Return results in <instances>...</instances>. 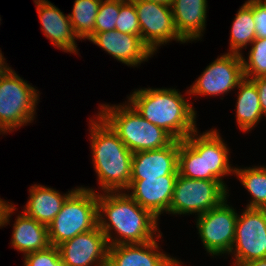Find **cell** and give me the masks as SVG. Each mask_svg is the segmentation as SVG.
<instances>
[{"label":"cell","instance_id":"1","mask_svg":"<svg viewBox=\"0 0 266 266\" xmlns=\"http://www.w3.org/2000/svg\"><path fill=\"white\" fill-rule=\"evenodd\" d=\"M158 221L128 192L98 193V226L104 233L108 246L143 244L159 239L162 234L159 232Z\"/></svg>","mask_w":266,"mask_h":266},{"label":"cell","instance_id":"2","mask_svg":"<svg viewBox=\"0 0 266 266\" xmlns=\"http://www.w3.org/2000/svg\"><path fill=\"white\" fill-rule=\"evenodd\" d=\"M127 98L138 114L175 140H184L197 130V111L175 88L135 89Z\"/></svg>","mask_w":266,"mask_h":266},{"label":"cell","instance_id":"3","mask_svg":"<svg viewBox=\"0 0 266 266\" xmlns=\"http://www.w3.org/2000/svg\"><path fill=\"white\" fill-rule=\"evenodd\" d=\"M89 124L92 162L102 192L125 191L130 186L133 153L98 115Z\"/></svg>","mask_w":266,"mask_h":266},{"label":"cell","instance_id":"4","mask_svg":"<svg viewBox=\"0 0 266 266\" xmlns=\"http://www.w3.org/2000/svg\"><path fill=\"white\" fill-rule=\"evenodd\" d=\"M97 114L132 153L160 149L174 140L163 128L144 119L127 102L111 106L101 104Z\"/></svg>","mask_w":266,"mask_h":266},{"label":"cell","instance_id":"5","mask_svg":"<svg viewBox=\"0 0 266 266\" xmlns=\"http://www.w3.org/2000/svg\"><path fill=\"white\" fill-rule=\"evenodd\" d=\"M97 225L98 192L93 188L77 187L48 225L50 244L58 247L76 235L94 229Z\"/></svg>","mask_w":266,"mask_h":266},{"label":"cell","instance_id":"6","mask_svg":"<svg viewBox=\"0 0 266 266\" xmlns=\"http://www.w3.org/2000/svg\"><path fill=\"white\" fill-rule=\"evenodd\" d=\"M11 67L0 75V134L11 133L35 119L39 90Z\"/></svg>","mask_w":266,"mask_h":266},{"label":"cell","instance_id":"7","mask_svg":"<svg viewBox=\"0 0 266 266\" xmlns=\"http://www.w3.org/2000/svg\"><path fill=\"white\" fill-rule=\"evenodd\" d=\"M228 191L220 181L190 179L178 174L168 214L200 216L229 197Z\"/></svg>","mask_w":266,"mask_h":266},{"label":"cell","instance_id":"8","mask_svg":"<svg viewBox=\"0 0 266 266\" xmlns=\"http://www.w3.org/2000/svg\"><path fill=\"white\" fill-rule=\"evenodd\" d=\"M227 200L196 218L195 225L204 248L215 257L229 255L234 243L238 213Z\"/></svg>","mask_w":266,"mask_h":266},{"label":"cell","instance_id":"9","mask_svg":"<svg viewBox=\"0 0 266 266\" xmlns=\"http://www.w3.org/2000/svg\"><path fill=\"white\" fill-rule=\"evenodd\" d=\"M229 254H234V266L266 258V224L258 208L246 207L243 213L238 214Z\"/></svg>","mask_w":266,"mask_h":266},{"label":"cell","instance_id":"10","mask_svg":"<svg viewBox=\"0 0 266 266\" xmlns=\"http://www.w3.org/2000/svg\"><path fill=\"white\" fill-rule=\"evenodd\" d=\"M243 78L241 55L227 52L209 64L186 92L191 96L224 95L237 88Z\"/></svg>","mask_w":266,"mask_h":266},{"label":"cell","instance_id":"11","mask_svg":"<svg viewBox=\"0 0 266 266\" xmlns=\"http://www.w3.org/2000/svg\"><path fill=\"white\" fill-rule=\"evenodd\" d=\"M132 2L137 10L142 41L153 53L172 40L185 43L175 28L171 6L151 1Z\"/></svg>","mask_w":266,"mask_h":266},{"label":"cell","instance_id":"12","mask_svg":"<svg viewBox=\"0 0 266 266\" xmlns=\"http://www.w3.org/2000/svg\"><path fill=\"white\" fill-rule=\"evenodd\" d=\"M198 130L184 139L199 155H204L205 180L220 181L225 187L223 178L235 172L229 162V148L219 132L210 129L198 135Z\"/></svg>","mask_w":266,"mask_h":266},{"label":"cell","instance_id":"13","mask_svg":"<svg viewBox=\"0 0 266 266\" xmlns=\"http://www.w3.org/2000/svg\"><path fill=\"white\" fill-rule=\"evenodd\" d=\"M108 247L98 225L58 246L66 266H107Z\"/></svg>","mask_w":266,"mask_h":266},{"label":"cell","instance_id":"14","mask_svg":"<svg viewBox=\"0 0 266 266\" xmlns=\"http://www.w3.org/2000/svg\"><path fill=\"white\" fill-rule=\"evenodd\" d=\"M88 40L101 47L117 61L131 67L147 62L148 58L154 55L142 41L141 36L125 34L117 30L94 32Z\"/></svg>","mask_w":266,"mask_h":266},{"label":"cell","instance_id":"15","mask_svg":"<svg viewBox=\"0 0 266 266\" xmlns=\"http://www.w3.org/2000/svg\"><path fill=\"white\" fill-rule=\"evenodd\" d=\"M180 140H173L160 149L133 153L131 180H145L178 175Z\"/></svg>","mask_w":266,"mask_h":266},{"label":"cell","instance_id":"16","mask_svg":"<svg viewBox=\"0 0 266 266\" xmlns=\"http://www.w3.org/2000/svg\"><path fill=\"white\" fill-rule=\"evenodd\" d=\"M180 260L159 250L157 240L108 247L107 266H180Z\"/></svg>","mask_w":266,"mask_h":266},{"label":"cell","instance_id":"17","mask_svg":"<svg viewBox=\"0 0 266 266\" xmlns=\"http://www.w3.org/2000/svg\"><path fill=\"white\" fill-rule=\"evenodd\" d=\"M177 175H168L145 180H131L127 189L141 207L150 211L156 218L169 212Z\"/></svg>","mask_w":266,"mask_h":266},{"label":"cell","instance_id":"18","mask_svg":"<svg viewBox=\"0 0 266 266\" xmlns=\"http://www.w3.org/2000/svg\"><path fill=\"white\" fill-rule=\"evenodd\" d=\"M36 5L42 32L52 45L64 52L78 54L76 39L69 15L48 0H33Z\"/></svg>","mask_w":266,"mask_h":266},{"label":"cell","instance_id":"19","mask_svg":"<svg viewBox=\"0 0 266 266\" xmlns=\"http://www.w3.org/2000/svg\"><path fill=\"white\" fill-rule=\"evenodd\" d=\"M207 0H172L174 25L186 43L201 39L207 18Z\"/></svg>","mask_w":266,"mask_h":266},{"label":"cell","instance_id":"20","mask_svg":"<svg viewBox=\"0 0 266 266\" xmlns=\"http://www.w3.org/2000/svg\"><path fill=\"white\" fill-rule=\"evenodd\" d=\"M60 194L58 190L43 185L34 184L29 188V199L24 206V213L48 226L61 211L67 197L74 191Z\"/></svg>","mask_w":266,"mask_h":266},{"label":"cell","instance_id":"21","mask_svg":"<svg viewBox=\"0 0 266 266\" xmlns=\"http://www.w3.org/2000/svg\"><path fill=\"white\" fill-rule=\"evenodd\" d=\"M11 245L24 254L40 251L51 244L48 237V226L41 224L24 212L17 215L13 224Z\"/></svg>","mask_w":266,"mask_h":266},{"label":"cell","instance_id":"22","mask_svg":"<svg viewBox=\"0 0 266 266\" xmlns=\"http://www.w3.org/2000/svg\"><path fill=\"white\" fill-rule=\"evenodd\" d=\"M236 102V122L240 131L248 132L262 119L263 113L258 90L252 79L243 78L238 86Z\"/></svg>","mask_w":266,"mask_h":266},{"label":"cell","instance_id":"23","mask_svg":"<svg viewBox=\"0 0 266 266\" xmlns=\"http://www.w3.org/2000/svg\"><path fill=\"white\" fill-rule=\"evenodd\" d=\"M256 23L253 10L244 3L238 10L230 32L229 53L242 54L241 50L251 45L256 38Z\"/></svg>","mask_w":266,"mask_h":266},{"label":"cell","instance_id":"24","mask_svg":"<svg viewBox=\"0 0 266 266\" xmlns=\"http://www.w3.org/2000/svg\"><path fill=\"white\" fill-rule=\"evenodd\" d=\"M234 175L252 196L247 208H259L266 204V166L236 168Z\"/></svg>","mask_w":266,"mask_h":266},{"label":"cell","instance_id":"25","mask_svg":"<svg viewBox=\"0 0 266 266\" xmlns=\"http://www.w3.org/2000/svg\"><path fill=\"white\" fill-rule=\"evenodd\" d=\"M102 0H75L69 20L79 39H89L94 33L95 19Z\"/></svg>","mask_w":266,"mask_h":266},{"label":"cell","instance_id":"26","mask_svg":"<svg viewBox=\"0 0 266 266\" xmlns=\"http://www.w3.org/2000/svg\"><path fill=\"white\" fill-rule=\"evenodd\" d=\"M178 173L186 178L205 180L204 155H199L185 140L180 141Z\"/></svg>","mask_w":266,"mask_h":266},{"label":"cell","instance_id":"27","mask_svg":"<svg viewBox=\"0 0 266 266\" xmlns=\"http://www.w3.org/2000/svg\"><path fill=\"white\" fill-rule=\"evenodd\" d=\"M250 46L247 60L241 54L244 77H266V38H255Z\"/></svg>","mask_w":266,"mask_h":266},{"label":"cell","instance_id":"28","mask_svg":"<svg viewBox=\"0 0 266 266\" xmlns=\"http://www.w3.org/2000/svg\"><path fill=\"white\" fill-rule=\"evenodd\" d=\"M120 11V0H102L95 19L94 32L112 31Z\"/></svg>","mask_w":266,"mask_h":266},{"label":"cell","instance_id":"29","mask_svg":"<svg viewBox=\"0 0 266 266\" xmlns=\"http://www.w3.org/2000/svg\"><path fill=\"white\" fill-rule=\"evenodd\" d=\"M115 30L125 34L140 36L138 14L132 1L120 0V11Z\"/></svg>","mask_w":266,"mask_h":266},{"label":"cell","instance_id":"30","mask_svg":"<svg viewBox=\"0 0 266 266\" xmlns=\"http://www.w3.org/2000/svg\"><path fill=\"white\" fill-rule=\"evenodd\" d=\"M23 257L24 266H66L60 256L59 248L52 245Z\"/></svg>","mask_w":266,"mask_h":266},{"label":"cell","instance_id":"31","mask_svg":"<svg viewBox=\"0 0 266 266\" xmlns=\"http://www.w3.org/2000/svg\"><path fill=\"white\" fill-rule=\"evenodd\" d=\"M245 3L253 10L256 38H266V5L261 0H247Z\"/></svg>","mask_w":266,"mask_h":266},{"label":"cell","instance_id":"32","mask_svg":"<svg viewBox=\"0 0 266 266\" xmlns=\"http://www.w3.org/2000/svg\"><path fill=\"white\" fill-rule=\"evenodd\" d=\"M252 80L255 82L258 90L263 116L266 117V77H258Z\"/></svg>","mask_w":266,"mask_h":266},{"label":"cell","instance_id":"33","mask_svg":"<svg viewBox=\"0 0 266 266\" xmlns=\"http://www.w3.org/2000/svg\"><path fill=\"white\" fill-rule=\"evenodd\" d=\"M5 60L6 59L4 58L2 51L0 50V75L9 67Z\"/></svg>","mask_w":266,"mask_h":266},{"label":"cell","instance_id":"34","mask_svg":"<svg viewBox=\"0 0 266 266\" xmlns=\"http://www.w3.org/2000/svg\"><path fill=\"white\" fill-rule=\"evenodd\" d=\"M244 266H266V258L251 261Z\"/></svg>","mask_w":266,"mask_h":266},{"label":"cell","instance_id":"35","mask_svg":"<svg viewBox=\"0 0 266 266\" xmlns=\"http://www.w3.org/2000/svg\"><path fill=\"white\" fill-rule=\"evenodd\" d=\"M130 1H151L169 6H171L172 4V0H130Z\"/></svg>","mask_w":266,"mask_h":266},{"label":"cell","instance_id":"36","mask_svg":"<svg viewBox=\"0 0 266 266\" xmlns=\"http://www.w3.org/2000/svg\"><path fill=\"white\" fill-rule=\"evenodd\" d=\"M258 209L262 213L264 221H265V224H266V204L260 206Z\"/></svg>","mask_w":266,"mask_h":266}]
</instances>
